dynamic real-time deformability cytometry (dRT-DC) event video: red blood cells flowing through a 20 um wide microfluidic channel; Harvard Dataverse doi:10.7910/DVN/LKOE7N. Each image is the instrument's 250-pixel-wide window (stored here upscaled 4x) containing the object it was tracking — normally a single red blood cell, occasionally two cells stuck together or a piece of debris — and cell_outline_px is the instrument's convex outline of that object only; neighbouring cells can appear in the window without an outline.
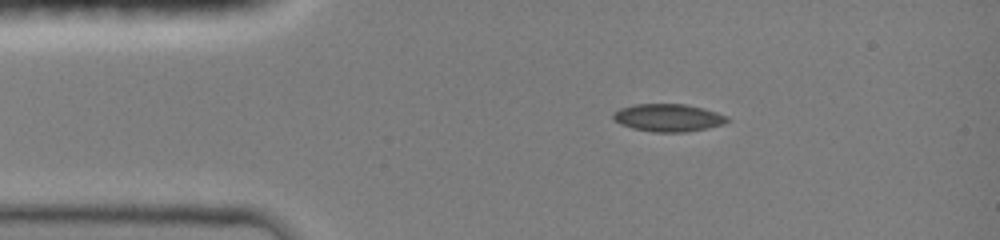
{"species": "common noctule bat (a hibernating species)", "species_latin": "Nyctalus noctula", "temperature_condition": "room temperature", "stored_images_in_passage": 7, "camera_frame_rate_fps": 3000, "um_per_image_px": 0.085, "animal": {"sex": "female", "body_mass_g": 19.0, "forearm_length_mm": 51.5}, "frame": {"image": 1, "passage_image": 3, "time_ms": 1.333, "image_size_px": [1000, 240], "cell_outline_px": [[728, 120], [724, 124], [704, 128], [680, 132], [652, 132], [632, 128], [620, 124], [612, 116], [612, 112], [620, 108], [632, 104], [688, 104], [704, 108], [728, 116]], "centroid_in_image_um": [56.76, 9.99], "position_along_channel_um": 28.2, "area_um2": 18.32}}
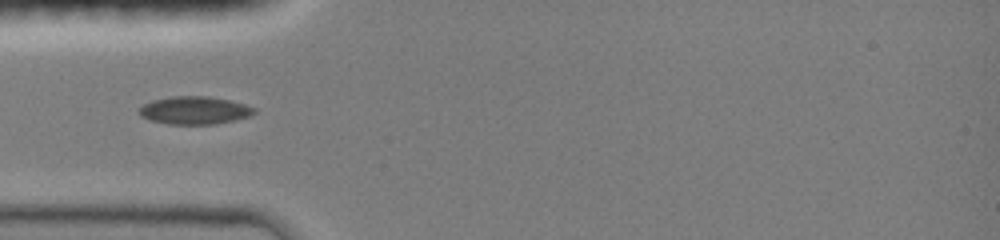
{"frame": {"image": 2, "passage_image": 6, "time_ms": 3.333, "image_size_px": [1000, 240], "cell_outline_px": [[256, 112], [248, 116], [216, 124], [168, 124], [152, 120], [140, 116], [140, 108], [144, 104], [152, 100], [172, 96], [208, 96], [228, 100], [244, 104], [256, 108]], "centroid_in_image_um": [16.53, 9.37], "position_along_channel_um": 68.5, "area_um2": 18.44}}